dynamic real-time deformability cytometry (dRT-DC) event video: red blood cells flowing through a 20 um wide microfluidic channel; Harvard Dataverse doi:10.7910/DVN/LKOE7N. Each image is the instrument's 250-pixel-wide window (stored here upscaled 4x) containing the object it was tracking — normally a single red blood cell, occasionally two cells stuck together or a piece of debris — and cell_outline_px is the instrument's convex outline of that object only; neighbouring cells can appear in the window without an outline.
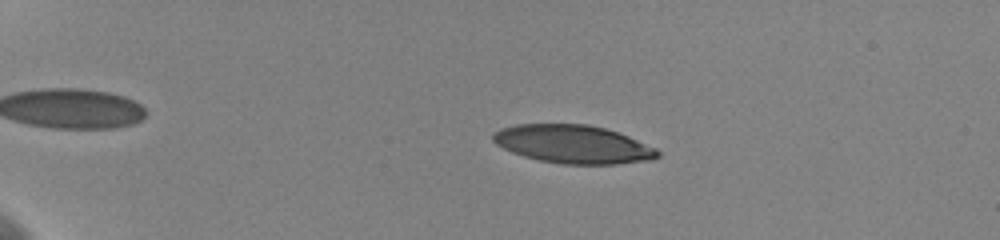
{"species": "human", "species_latin": "Homo sapiens", "temperature_condition": "cold", "stored_images_in_passage": 59, "camera_frame_rate_fps": 3000, "um_per_image_px": 0.085, "donor": {"sex": "female"}, "frame": {"image": 1, "passage_image": 14, "time_ms": 4.333, "image_size_px": [1000, 240], "cell_outline_px": [[660, 156], [652, 160], [616, 164], [560, 164], [540, 160], [524, 156], [512, 152], [496, 144], [492, 140], [492, 136], [500, 128], [516, 124], [588, 124], [604, 128], [628, 136], [656, 148], [660, 152]], "centroid_in_image_um": [48.72, 12.26], "position_along_channel_um": 36.3, "area_um2": 36.65}}
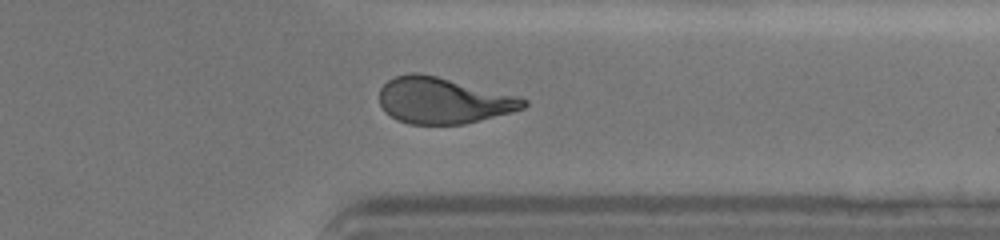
{"frame": {"image": 2, "passage_image": 49, "time_ms": 16.0, "image_size_px": [1000, 240], "cell_outline_px": [[528, 104], [524, 108], [512, 112], [464, 124], [408, 124], [396, 120], [384, 112], [380, 104], [380, 88], [388, 80], [396, 76], [412, 72], [416, 72], [436, 76], [520, 96], [528, 100]], "centroid_in_image_um": [37.67, 8.55], "position_along_channel_um": 373.7, "area_um2": 38.9}}
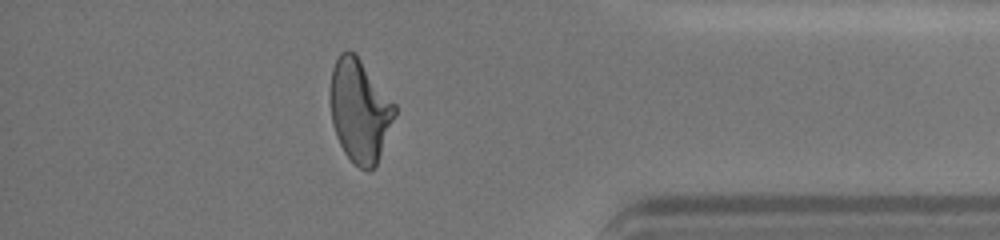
{"frame": {"image": 3, "passage_image": 53, "time_ms": 17.333, "image_size_px": [1000, 240], "cell_outline_px": [[396, 116], [376, 164], [368, 172], [360, 168], [344, 152], [336, 136], [332, 124], [328, 100], [328, 92], [332, 68], [340, 52], [348, 48], [356, 52], [396, 104]], "centroid_in_image_um": [30.55, 9.33], "position_along_channel_um": 404.7, "area_um2": 39.48}, "authors_computed_cell_mechanics": {"area_um2": 38.726, "velocity_mm_per_s": 3.5974, "shape_relaxation_time_tau1_ms": 6.0783, "shape_relaxation_time_tau2_ms": 2.0586, "deformation_change_tau1": 0.2141, "deformation_change_tau2": 0.1026}}